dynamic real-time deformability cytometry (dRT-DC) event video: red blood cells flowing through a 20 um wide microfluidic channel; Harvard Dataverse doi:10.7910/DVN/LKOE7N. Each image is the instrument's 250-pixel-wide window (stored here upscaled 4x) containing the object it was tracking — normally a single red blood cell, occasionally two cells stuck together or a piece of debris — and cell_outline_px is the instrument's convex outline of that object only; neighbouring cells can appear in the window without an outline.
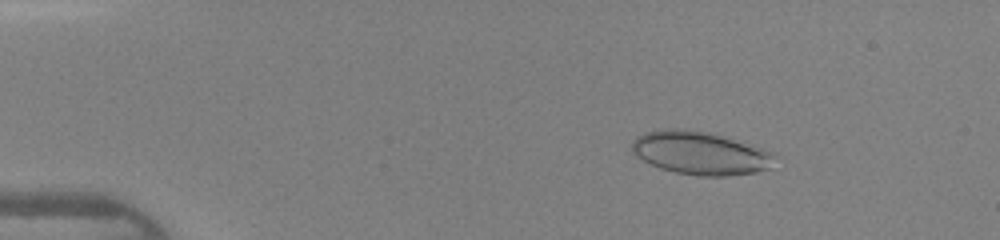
{"species": "human", "species_latin": "Homo sapiens", "temperature_condition": "warm", "stored_images_in_passage": 46, "camera_frame_rate_fps": 3000, "um_per_image_px": 0.085, "donor": {"sex": "female"}, "frame": {"image": 1, "passage_image": 7, "time_ms": 2.0, "image_size_px": [1000, 240], "cell_outline_px": [[772, 168], [756, 172], [728, 176], [700, 176], [676, 172], [660, 168], [636, 156], [632, 152], [632, 140], [636, 136], [644, 132], [664, 128], [680, 128], [708, 132], [764, 148], [772, 152]], "centroid_in_image_um": [59.49, 13.0], "position_along_channel_um": 25.5, "area_um2": 35.89}}
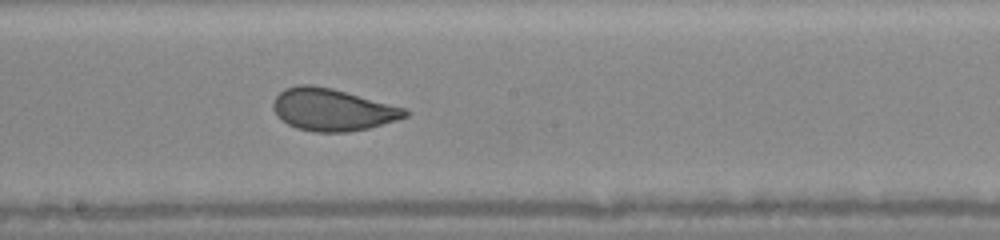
{"frame": {"image": 2, "passage_image": 26, "time_ms": 8.333, "image_size_px": [1000, 240], "cell_outline_px": [[408, 116], [396, 120], [368, 128], [348, 132], [316, 132], [296, 128], [288, 124], [276, 116], [272, 108], [272, 104], [276, 96], [284, 88], [300, 84], [312, 84], [332, 88], [404, 108], [408, 112]], "centroid_in_image_um": [28.19, 9.32], "position_along_channel_um": 220.0, "area_um2": 32.31}}
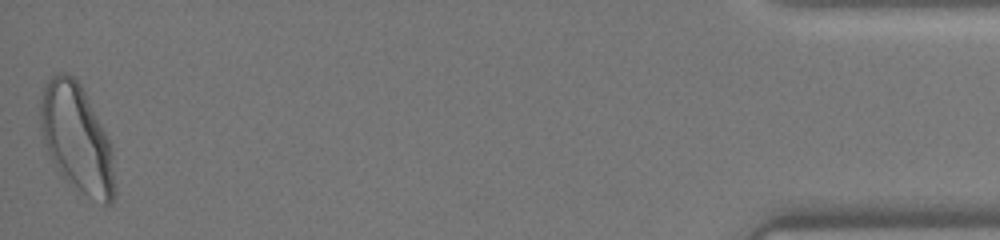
{"frame": {"image": 3, "passage_image": 46, "time_ms": 15.0, "image_size_px": [1000, 240], "cell_outline_px": [[116, 196], [108, 204], [104, 204], [88, 196], [64, 176], [60, 172], [52, 160], [44, 144], [40, 128], [40, 100], [44, 88], [48, 80], [52, 76], [60, 72], [68, 72], [80, 84], [108, 140], [112, 156]], "centroid_in_image_um": [6.5, 11.74], "position_along_channel_um": 428.7, "area_um2": 45.55}, "authors_computed_cell_mechanics": {"area_um2": 35.3447, "velocity_mm_per_s": 4.3553, "shape_relaxation_time_tau1_ms": 3.3898, "shape_relaxation_time_tau2_ms": null, "deformation_change_tau1": 0.1163, "deformation_change_tau2": null}}